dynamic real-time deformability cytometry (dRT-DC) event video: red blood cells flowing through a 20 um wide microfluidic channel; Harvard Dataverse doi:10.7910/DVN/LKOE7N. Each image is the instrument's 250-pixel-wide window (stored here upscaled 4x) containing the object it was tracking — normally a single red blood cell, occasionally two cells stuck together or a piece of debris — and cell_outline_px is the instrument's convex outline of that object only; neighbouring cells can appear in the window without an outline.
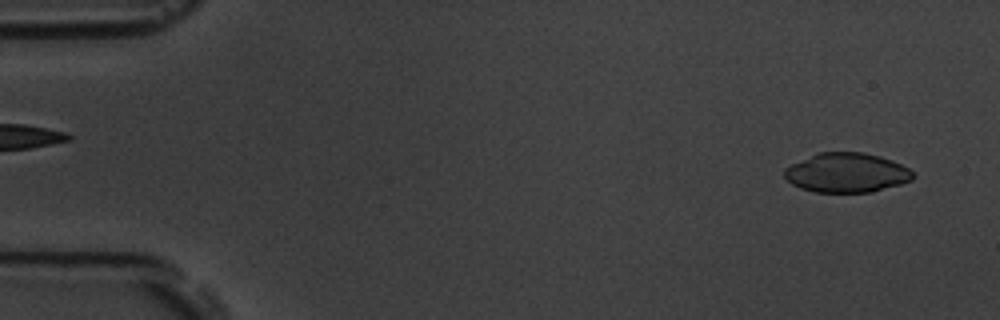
{"species": "common noctule bat (a hibernating species)", "species_latin": "Nyctalus noctula", "temperature_condition": "room temperature", "stored_images_in_passage": 48, "camera_frame_rate_fps": 3000, "um_per_image_px": 0.085, "animal": {"sex": "male", "body_mass_g": 19.5, "forearm_length_mm": 54.6}, "frame": {"image": 1, "passage_image": 3, "time_ms": 0.667, "image_size_px": [1000, 320], "cell_outline_px": [[912, 180], [900, 184], [872, 192], [816, 192], [800, 188], [792, 184], [784, 176], [784, 168], [816, 152], [864, 152], [880, 156], [892, 160], [908, 168], [912, 172]], "centroid_in_image_um": [71.94, 14.67], "position_along_channel_um": 13.1, "area_um2": 29.54}}